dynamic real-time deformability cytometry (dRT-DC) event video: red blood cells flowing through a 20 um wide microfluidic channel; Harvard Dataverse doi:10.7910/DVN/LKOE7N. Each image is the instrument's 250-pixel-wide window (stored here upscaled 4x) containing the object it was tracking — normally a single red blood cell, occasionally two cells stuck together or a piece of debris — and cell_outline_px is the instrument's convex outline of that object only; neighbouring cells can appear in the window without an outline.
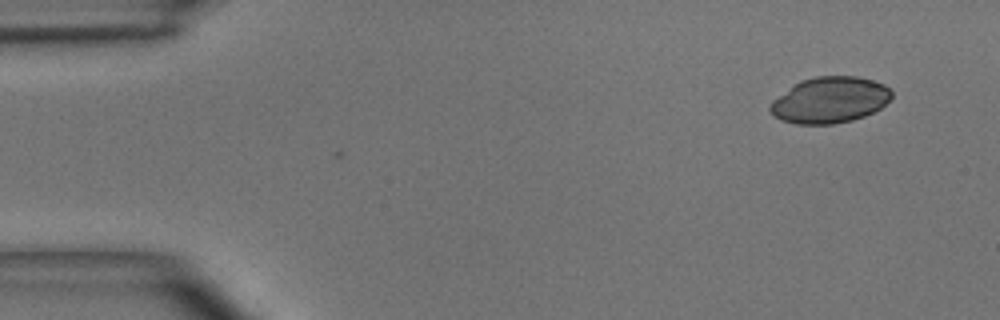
{"species": "common noctule bat (a hibernating species)", "species_latin": "Nyctalus noctula", "temperature_condition": "room temperature", "stored_images_in_passage": 2, "camera_frame_rate_fps": 3000, "um_per_image_px": 0.085, "animal": {"sex": "male", "body_mass_g": 15.6}, "frame": {"image": 1, "passage_image": 2, "time_ms": 0.333, "image_size_px": [1000, 320], "cell_outline_px": [[892, 96], [880, 108], [864, 116], [852, 120], [832, 124], [796, 124], [780, 120], [768, 108], [772, 100], [800, 80], [816, 76], [856, 76], [872, 80], [884, 84], [892, 92]], "centroid_in_image_um": [70.52, 8.5], "position_along_channel_um": 14.5, "area_um2": 32.48}}